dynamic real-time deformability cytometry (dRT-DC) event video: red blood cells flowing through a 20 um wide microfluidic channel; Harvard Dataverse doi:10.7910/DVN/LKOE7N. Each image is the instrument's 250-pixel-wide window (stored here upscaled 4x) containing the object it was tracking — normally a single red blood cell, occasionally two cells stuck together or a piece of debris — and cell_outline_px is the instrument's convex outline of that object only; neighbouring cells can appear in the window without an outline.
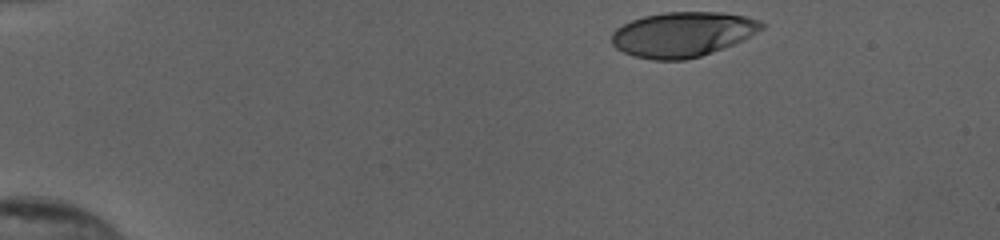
{"species": "human", "species_latin": "Homo sapiens", "temperature_condition": "cold", "stored_images_in_passage": 37, "camera_frame_rate_fps": 3000, "um_per_image_px": 0.085, "donor": {"sex": "female"}, "frame": {"image": 1, "passage_image": 1, "time_ms": 0.0, "image_size_px": [1000, 240], "cell_outline_px": [[764, 28], [732, 44], [700, 56], [684, 60], [652, 60], [636, 56], [624, 52], [616, 48], [612, 44], [612, 32], [616, 28], [632, 20], [644, 16], [664, 12], [720, 12], [748, 16], [760, 20], [764, 24]], "centroid_in_image_um": [58.01, 2.91], "position_along_channel_um": 27.0, "area_um2": 38.96}}
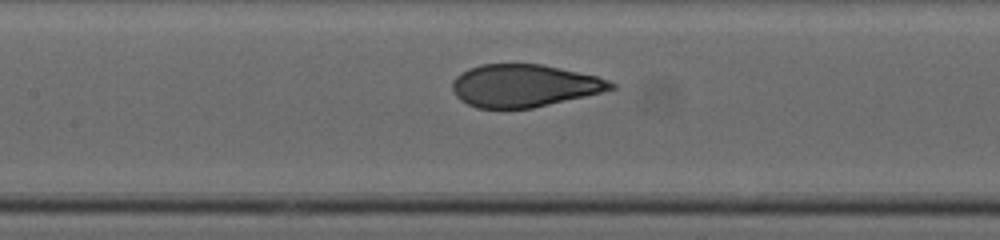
{"frame": {"image": 2, "passage_image": 19, "time_ms": 6.0, "image_size_px": [1000, 240], "cell_outline_px": [[616, 88], [584, 96], [532, 108], [476, 108], [460, 100], [456, 96], [452, 88], [452, 80], [460, 72], [468, 68], [480, 64], [540, 64], [560, 68], [596, 76], [608, 80], [616, 84]], "centroid_in_image_um": [44.5, 7.27], "position_along_channel_um": 162.9, "area_um2": 39.13}}
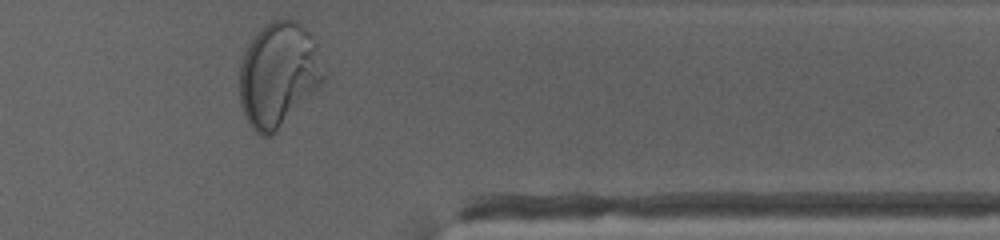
{"frame": {"image": 3, "passage_image": 37, "time_ms": 12.0, "image_size_px": [1000, 240], "cell_outline_px": [[324, 80], [276, 132], [268, 136], [260, 136], [252, 128], [244, 116], [240, 104], [240, 64], [244, 52], [248, 44], [256, 32], [264, 24], [272, 20], [292, 20], [300, 24], [316, 40], [324, 76]], "centroid_in_image_um": [23.63, 6.33], "position_along_channel_um": 387.8, "area_um2": 50.86}, "authors_computed_cell_mechanics": {"area_um2": 40.749, "velocity_mm_per_s": 3.8787, "shape_relaxation_time_tau1_ms": 6.0466, "shape_relaxation_time_tau2_ms": null, "deformation_change_tau1": 0.2623, "deformation_change_tau2": null}}